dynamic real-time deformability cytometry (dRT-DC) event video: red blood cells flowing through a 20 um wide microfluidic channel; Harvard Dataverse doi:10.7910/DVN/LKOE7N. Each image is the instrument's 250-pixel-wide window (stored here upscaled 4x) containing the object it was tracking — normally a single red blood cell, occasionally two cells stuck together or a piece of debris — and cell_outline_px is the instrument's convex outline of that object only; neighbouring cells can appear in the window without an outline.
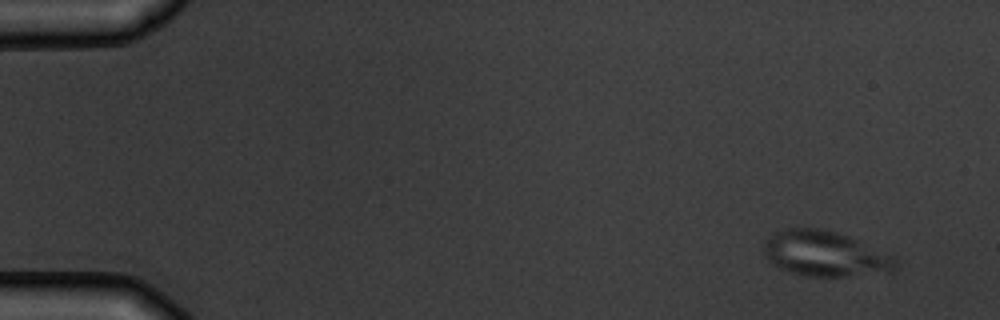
{"species": "common noctule bat (a hibernating species)", "species_latin": "Nyctalus noctula", "temperature_condition": "warm", "stored_images_in_passage": 4, "camera_frame_rate_fps": 3000, "um_per_image_px": 0.085, "animal": {"sex": "male", "body_mass_g": 19.5, "forearm_length_mm": 54.6}, "frame": {"image": 1, "passage_image": 1, "time_ms": 0.0, "image_size_px": [1000, 320], "cell_outline_px": [[900, 268], [892, 272], [848, 276], [808, 276], [792, 272], [780, 268], [772, 264], [764, 256], [764, 240], [768, 236], [776, 232], [788, 228], [816, 228], [836, 232], [848, 236], [892, 256], [896, 260]], "centroid_in_image_um": [70.12, 21.58], "position_along_channel_um": 14.9, "area_um2": 34.68}}